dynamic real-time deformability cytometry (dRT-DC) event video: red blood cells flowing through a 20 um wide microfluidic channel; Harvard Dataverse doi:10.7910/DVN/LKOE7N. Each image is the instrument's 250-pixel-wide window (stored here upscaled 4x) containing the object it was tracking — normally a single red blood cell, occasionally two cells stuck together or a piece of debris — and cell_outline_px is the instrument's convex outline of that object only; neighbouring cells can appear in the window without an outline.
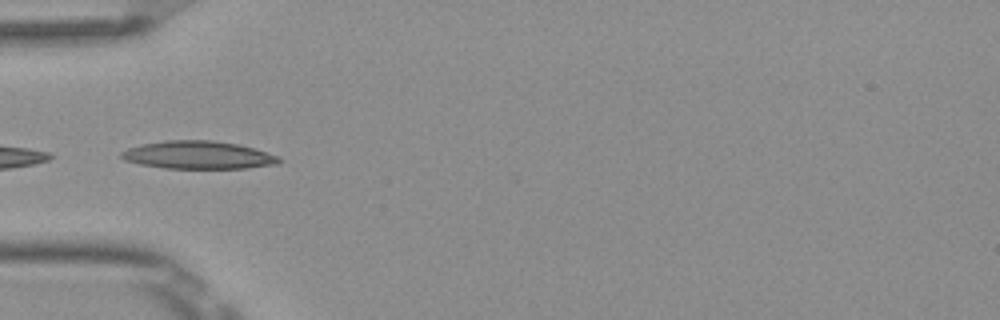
{"species": "Egyptian fruit bat (a non-hibernating species)", "species_latin": "Rousettus aegyptiacus", "temperature_condition": "room temperature", "stored_images_in_passage": 9, "camera_frame_rate_fps": 3000, "um_per_image_px": 0.085, "frame": {"image": 1, "passage_image": 1, "time_ms": 0.0, "image_size_px": [1000, 320], "cell_outline_px": [[280, 164], [248, 168], [164, 168], [140, 164], [124, 160], [120, 156], [120, 152], [128, 148], [144, 144], [164, 140], [212, 140], [240, 144], [280, 156]], "centroid_in_image_um": [16.88, 13.17], "position_along_channel_um": 68.1, "area_um2": 25.72}}